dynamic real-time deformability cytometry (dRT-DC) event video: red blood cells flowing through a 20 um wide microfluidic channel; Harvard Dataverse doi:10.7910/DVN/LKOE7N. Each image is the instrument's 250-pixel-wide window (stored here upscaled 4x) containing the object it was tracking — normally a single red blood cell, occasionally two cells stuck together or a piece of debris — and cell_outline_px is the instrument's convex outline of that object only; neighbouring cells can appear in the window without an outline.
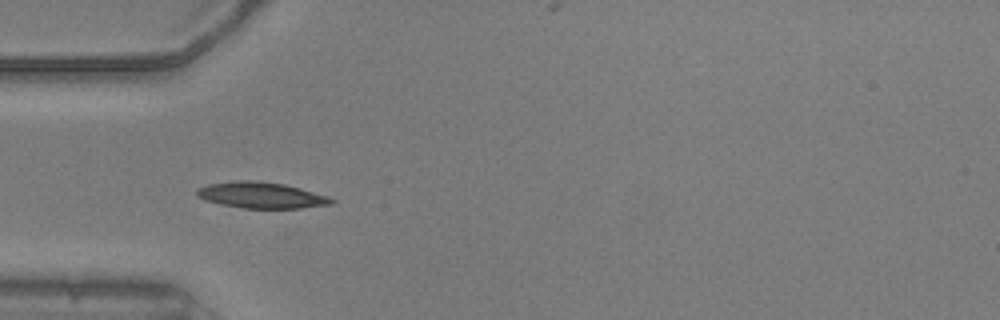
{"species": "common noctule bat (a hibernating species)", "species_latin": "Nyctalus noctula", "temperature_condition": "warm", "stored_images_in_passage": 41, "camera_frame_rate_fps": 3000, "um_per_image_px": 0.085, "animal": {"sex": "male", "body_mass_g": 20.5, "forearm_length_mm": 52.5}, "frame": {"image": 1, "passage_image": 4, "time_ms": 1.0, "image_size_px": [1000, 320], "cell_outline_px": [[336, 200], [332, 204], [300, 208], [244, 208], [220, 204], [204, 200], [196, 196], [196, 188], [208, 184], [240, 180], [252, 180], [284, 184], [300, 188], [328, 196]], "centroid_in_image_um": [22.18, 16.59], "position_along_channel_um": 62.8, "area_um2": 20.46}}
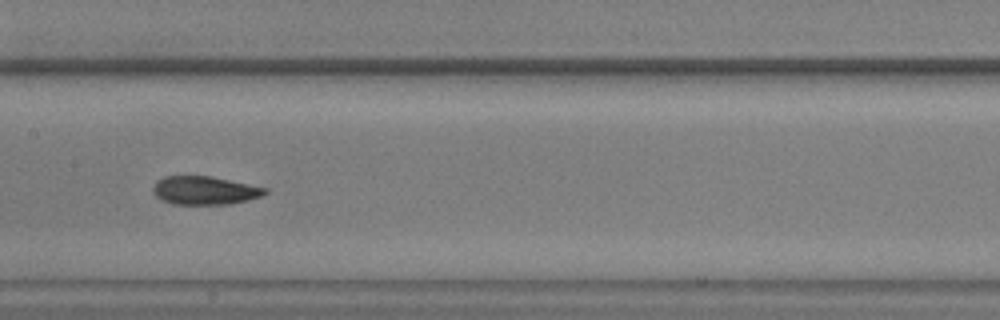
{"frame": {"image": 2, "passage_image": 14, "time_ms": 4.333, "image_size_px": [1000, 320], "cell_outline_px": [[268, 192], [260, 196], [248, 200], [232, 204], [172, 204], [160, 200], [152, 192], [152, 188], [156, 180], [164, 176], [212, 176], [268, 188]], "centroid_in_image_um": [17.37, 16.18], "position_along_channel_um": 190.0, "area_um2": 18.73}}
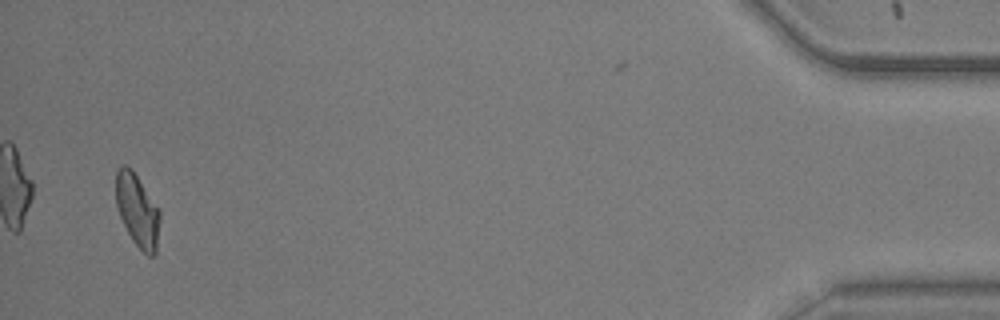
{"frame": {"image": 3, "passage_image": 39, "time_ms": 12.667, "image_size_px": [1000, 320], "cell_outline_px": [[160, 220], [156, 252], [152, 256], [148, 256], [132, 240], [120, 216], [116, 204], [116, 168], [120, 164], [128, 164], [132, 168], [160, 212]], "centroid_in_image_um": [11.66, 17.83], "position_along_channel_um": 423.5, "area_um2": 18.55}, "authors_computed_cell_mechanics": {"area_um2": 19.0162, "velocity_mm_per_s": 3.8177, "shape_relaxation_time_tau1_ms": 6.2083, "shape_relaxation_time_tau2_ms": null, "deformation_change_tau1": 0.1882, "deformation_change_tau2": null}}